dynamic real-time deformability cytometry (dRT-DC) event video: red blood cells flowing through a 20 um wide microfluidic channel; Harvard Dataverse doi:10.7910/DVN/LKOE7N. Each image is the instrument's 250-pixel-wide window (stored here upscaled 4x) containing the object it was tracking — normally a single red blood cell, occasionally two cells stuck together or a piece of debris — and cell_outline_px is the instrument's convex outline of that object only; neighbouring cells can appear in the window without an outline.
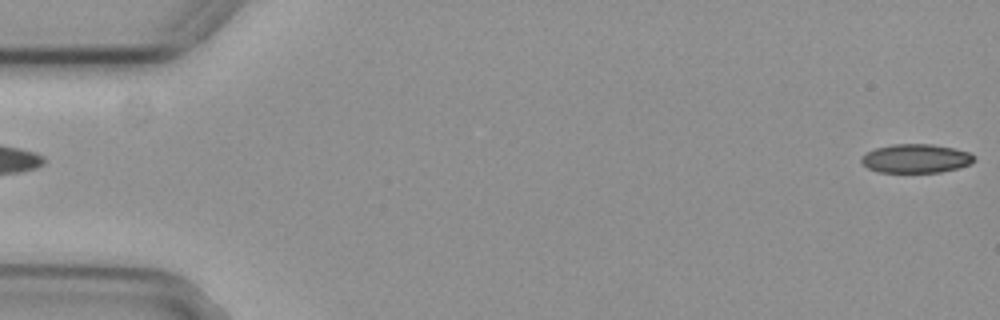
{"species": "common noctule bat (a hibernating species)", "species_latin": "Nyctalus noctula", "temperature_condition": "cold", "stored_images_in_passage": 6, "camera_frame_rate_fps": 3000, "um_per_image_px": 0.085, "animal": {"sex": "female", "body_mass_g": 29.2, "forearm_length_mm": 56.3}, "frame": {"image": 1, "passage_image": 1, "time_ms": 0.0, "image_size_px": [1000, 320], "cell_outline_px": [[976, 160], [960, 168], [940, 172], [880, 172], [868, 168], [860, 160], [860, 156], [876, 148], [892, 144], [932, 144], [952, 148], [968, 152], [976, 156]], "centroid_in_image_um": [77.86, 13.47], "position_along_channel_um": 7.1, "area_um2": 18.9}}
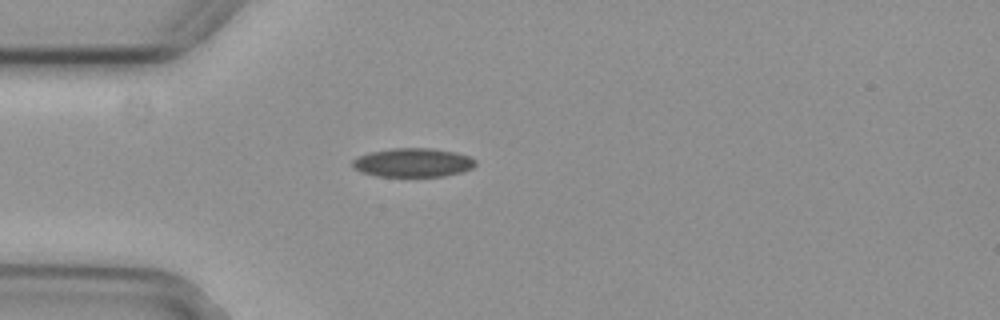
{"frame": {"image": 2, "passage_image": 5, "time_ms": 1.333, "image_size_px": [1000, 320], "cell_outline_px": [[476, 164], [472, 168], [460, 172], [440, 176], [376, 176], [352, 168], [352, 160], [368, 152], [392, 148], [432, 148], [456, 152], [468, 156], [476, 160]], "centroid_in_image_um": [35.09, 13.81], "position_along_channel_um": 49.9, "area_um2": 20.58}}